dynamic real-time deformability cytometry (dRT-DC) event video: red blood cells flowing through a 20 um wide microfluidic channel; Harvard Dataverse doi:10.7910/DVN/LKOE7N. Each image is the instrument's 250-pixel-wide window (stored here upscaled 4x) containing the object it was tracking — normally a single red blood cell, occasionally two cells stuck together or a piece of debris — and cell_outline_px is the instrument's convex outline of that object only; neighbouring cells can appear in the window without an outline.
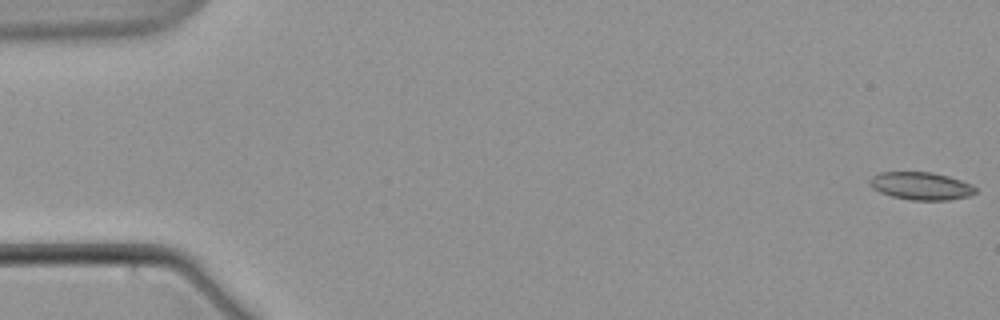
{"species": "common noctule bat (a hibernating species)", "species_latin": "Nyctalus noctula", "temperature_condition": "warm", "stored_images_in_passage": 9, "camera_frame_rate_fps": 3000, "um_per_image_px": 0.085, "animal": {"sex": "male", "body_mass_g": 21.5, "forearm_length_mm": 52.0}, "frame": {"image": 1, "passage_image": 1, "time_ms": 0.0, "image_size_px": [1000, 320], "cell_outline_px": [[976, 192], [968, 196], [948, 200], [912, 200], [892, 196], [880, 192], [872, 188], [868, 180], [872, 176], [880, 172], [932, 172], [948, 176], [972, 184], [976, 188]], "centroid_in_image_um": [78.28, 15.8], "position_along_channel_um": 6.7, "area_um2": 17.05}}
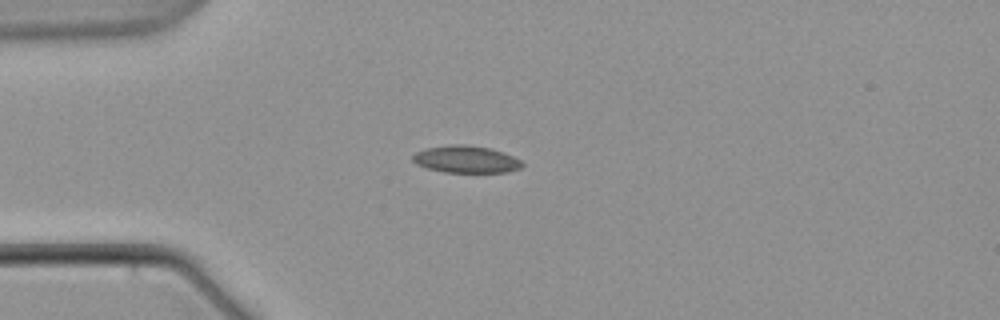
{"frame": {"image": 2, "passage_image": 6, "time_ms": 6.0, "image_size_px": [1000, 320], "cell_outline_px": [[524, 164], [520, 168], [508, 172], [444, 172], [428, 168], [416, 164], [412, 160], [412, 156], [416, 152], [428, 148], [448, 144], [464, 144], [492, 148], [512, 156], [520, 160]], "centroid_in_image_um": [39.61, 13.53], "position_along_channel_um": 45.4, "area_um2": 17.28}}
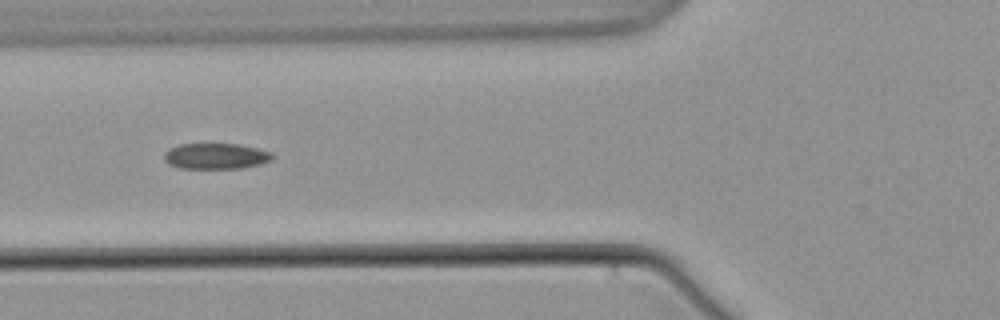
{"frame": {"image": 3, "passage_image": 8, "time_ms": 8.667, "image_size_px": [1000, 320], "cell_outline_px": [[272, 160], [260, 164], [240, 168], [180, 168], [168, 164], [164, 160], [164, 152], [180, 144], [240, 144], [272, 152]], "centroid_in_image_um": [18.34, 13.27], "position_along_channel_um": 107.5, "area_um2": 16.18}}